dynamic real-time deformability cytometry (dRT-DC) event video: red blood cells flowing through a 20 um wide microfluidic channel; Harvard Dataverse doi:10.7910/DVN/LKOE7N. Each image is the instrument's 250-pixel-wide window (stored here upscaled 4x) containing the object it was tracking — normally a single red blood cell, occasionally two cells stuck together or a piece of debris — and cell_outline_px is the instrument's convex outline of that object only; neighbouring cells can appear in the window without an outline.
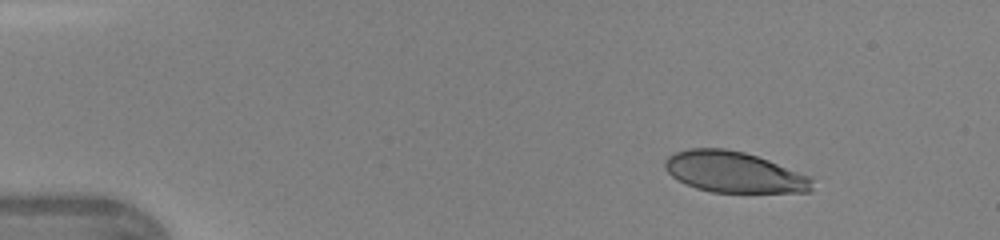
{"species": "human", "species_latin": "Homo sapiens", "temperature_condition": "warm", "stored_images_in_passage": 11, "camera_frame_rate_fps": 3000, "um_per_image_px": 0.085, "donor": {"sex": "female"}, "frame": {"image": 1, "passage_image": 2, "time_ms": 0.333, "image_size_px": [1000, 240], "cell_outline_px": [[812, 188], [808, 192], [712, 192], [696, 188], [676, 180], [664, 168], [664, 160], [668, 156], [676, 152], [688, 148], [724, 148], [744, 152], [768, 160], [808, 176], [812, 180]], "centroid_in_image_um": [62.32, 14.62], "position_along_channel_um": 22.7, "area_um2": 34.91}}
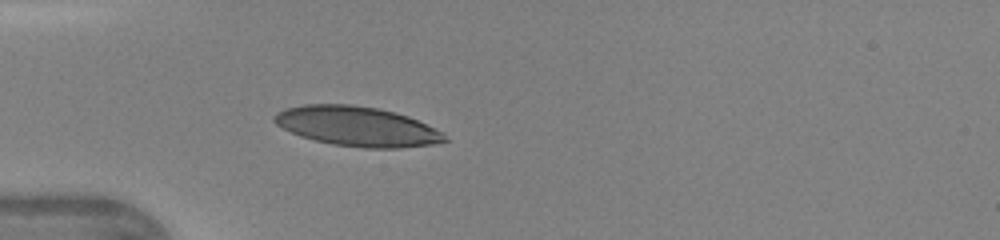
{"frame": {"image": 2, "passage_image": 6, "time_ms": 1.667, "image_size_px": [1000, 240], "cell_outline_px": [[448, 140], [432, 144], [400, 148], [364, 148], [332, 144], [300, 136], [276, 124], [272, 120], [272, 116], [276, 112], [284, 108], [304, 104], [352, 104], [376, 108], [408, 116], [444, 132]], "centroid_in_image_um": [30.33, 10.73], "position_along_channel_um": 54.7, "area_um2": 39.36}}
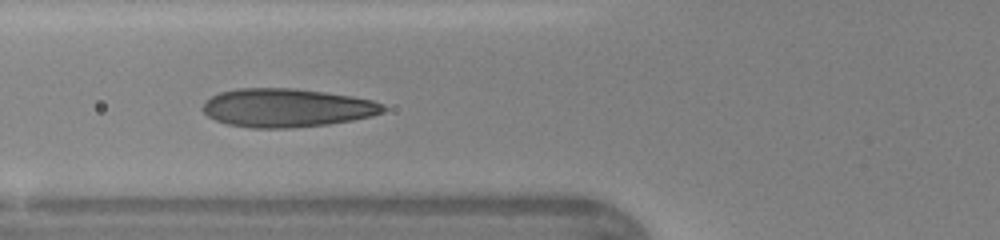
{"frame": {"image": 3, "passage_image": 9, "time_ms": 2.667, "image_size_px": [1000, 240], "cell_outline_px": [[388, 108], [384, 112], [372, 116], [352, 120], [328, 124], [292, 128], [252, 128], [228, 124], [216, 120], [208, 116], [200, 108], [204, 100], [220, 92], [236, 88], [296, 88], [352, 96], [372, 100], [384, 104]], "centroid_in_image_um": [24.37, 9.16], "position_along_channel_um": 101.4, "area_um2": 40.81}}